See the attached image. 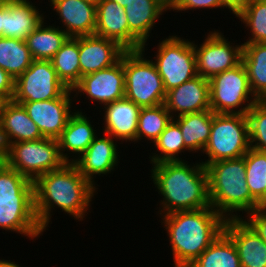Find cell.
<instances>
[{
    "mask_svg": "<svg viewBox=\"0 0 266 267\" xmlns=\"http://www.w3.org/2000/svg\"><path fill=\"white\" fill-rule=\"evenodd\" d=\"M33 183L35 214L43 231L55 206L82 221L97 189L73 163L41 175Z\"/></svg>",
    "mask_w": 266,
    "mask_h": 267,
    "instance_id": "obj_1",
    "label": "cell"
},
{
    "mask_svg": "<svg viewBox=\"0 0 266 267\" xmlns=\"http://www.w3.org/2000/svg\"><path fill=\"white\" fill-rule=\"evenodd\" d=\"M182 161L152 164L151 179L163 196L160 215L210 207L208 174L202 163Z\"/></svg>",
    "mask_w": 266,
    "mask_h": 267,
    "instance_id": "obj_2",
    "label": "cell"
},
{
    "mask_svg": "<svg viewBox=\"0 0 266 267\" xmlns=\"http://www.w3.org/2000/svg\"><path fill=\"white\" fill-rule=\"evenodd\" d=\"M174 267H188L224 231L226 219L211 206L162 215Z\"/></svg>",
    "mask_w": 266,
    "mask_h": 267,
    "instance_id": "obj_3",
    "label": "cell"
},
{
    "mask_svg": "<svg viewBox=\"0 0 266 267\" xmlns=\"http://www.w3.org/2000/svg\"><path fill=\"white\" fill-rule=\"evenodd\" d=\"M206 170L210 206L226 220L241 218L238 211L248 214L258 208V202L251 196L246 183L245 155L210 163Z\"/></svg>",
    "mask_w": 266,
    "mask_h": 267,
    "instance_id": "obj_4",
    "label": "cell"
},
{
    "mask_svg": "<svg viewBox=\"0 0 266 267\" xmlns=\"http://www.w3.org/2000/svg\"><path fill=\"white\" fill-rule=\"evenodd\" d=\"M251 148L248 119L245 114L214 113L209 140L203 149L205 167L220 160L243 157Z\"/></svg>",
    "mask_w": 266,
    "mask_h": 267,
    "instance_id": "obj_5",
    "label": "cell"
},
{
    "mask_svg": "<svg viewBox=\"0 0 266 267\" xmlns=\"http://www.w3.org/2000/svg\"><path fill=\"white\" fill-rule=\"evenodd\" d=\"M143 54L142 50L123 53L125 98L140 107H154L164 103L166 91L155 64Z\"/></svg>",
    "mask_w": 266,
    "mask_h": 267,
    "instance_id": "obj_6",
    "label": "cell"
},
{
    "mask_svg": "<svg viewBox=\"0 0 266 267\" xmlns=\"http://www.w3.org/2000/svg\"><path fill=\"white\" fill-rule=\"evenodd\" d=\"M3 161L32 182L66 163L60 155L58 140L46 137L11 143L5 149Z\"/></svg>",
    "mask_w": 266,
    "mask_h": 267,
    "instance_id": "obj_7",
    "label": "cell"
},
{
    "mask_svg": "<svg viewBox=\"0 0 266 267\" xmlns=\"http://www.w3.org/2000/svg\"><path fill=\"white\" fill-rule=\"evenodd\" d=\"M209 85L210 108L214 113L246 115L253 104L259 101L251 91L247 71L242 62L232 69L214 75L209 79Z\"/></svg>",
    "mask_w": 266,
    "mask_h": 267,
    "instance_id": "obj_8",
    "label": "cell"
},
{
    "mask_svg": "<svg viewBox=\"0 0 266 267\" xmlns=\"http://www.w3.org/2000/svg\"><path fill=\"white\" fill-rule=\"evenodd\" d=\"M154 60L166 92L197 76L193 42L177 35L159 43Z\"/></svg>",
    "mask_w": 266,
    "mask_h": 267,
    "instance_id": "obj_9",
    "label": "cell"
},
{
    "mask_svg": "<svg viewBox=\"0 0 266 267\" xmlns=\"http://www.w3.org/2000/svg\"><path fill=\"white\" fill-rule=\"evenodd\" d=\"M68 87L58 78L50 60H33L15 79L14 102H36L59 98Z\"/></svg>",
    "mask_w": 266,
    "mask_h": 267,
    "instance_id": "obj_10",
    "label": "cell"
},
{
    "mask_svg": "<svg viewBox=\"0 0 266 267\" xmlns=\"http://www.w3.org/2000/svg\"><path fill=\"white\" fill-rule=\"evenodd\" d=\"M223 36L214 31L208 34L200 47L193 43L197 75L209 80L242 62L243 44L232 46Z\"/></svg>",
    "mask_w": 266,
    "mask_h": 267,
    "instance_id": "obj_11",
    "label": "cell"
},
{
    "mask_svg": "<svg viewBox=\"0 0 266 267\" xmlns=\"http://www.w3.org/2000/svg\"><path fill=\"white\" fill-rule=\"evenodd\" d=\"M72 91L75 96L83 93L103 105L125 98L123 54L114 65L82 76Z\"/></svg>",
    "mask_w": 266,
    "mask_h": 267,
    "instance_id": "obj_12",
    "label": "cell"
},
{
    "mask_svg": "<svg viewBox=\"0 0 266 267\" xmlns=\"http://www.w3.org/2000/svg\"><path fill=\"white\" fill-rule=\"evenodd\" d=\"M71 92L72 89L68 88L56 99L16 103L23 105L43 137L58 139L65 129L69 117L73 114L70 109Z\"/></svg>",
    "mask_w": 266,
    "mask_h": 267,
    "instance_id": "obj_13",
    "label": "cell"
},
{
    "mask_svg": "<svg viewBox=\"0 0 266 267\" xmlns=\"http://www.w3.org/2000/svg\"><path fill=\"white\" fill-rule=\"evenodd\" d=\"M129 26V50H142L155 21L166 10L169 0H130L124 7Z\"/></svg>",
    "mask_w": 266,
    "mask_h": 267,
    "instance_id": "obj_14",
    "label": "cell"
},
{
    "mask_svg": "<svg viewBox=\"0 0 266 267\" xmlns=\"http://www.w3.org/2000/svg\"><path fill=\"white\" fill-rule=\"evenodd\" d=\"M164 105L172 117L211 110L209 80L197 75L167 91Z\"/></svg>",
    "mask_w": 266,
    "mask_h": 267,
    "instance_id": "obj_15",
    "label": "cell"
},
{
    "mask_svg": "<svg viewBox=\"0 0 266 267\" xmlns=\"http://www.w3.org/2000/svg\"><path fill=\"white\" fill-rule=\"evenodd\" d=\"M126 50L116 41L97 35L79 36L80 79L114 65Z\"/></svg>",
    "mask_w": 266,
    "mask_h": 267,
    "instance_id": "obj_16",
    "label": "cell"
},
{
    "mask_svg": "<svg viewBox=\"0 0 266 267\" xmlns=\"http://www.w3.org/2000/svg\"><path fill=\"white\" fill-rule=\"evenodd\" d=\"M29 0H9L0 10V37L26 40L44 20Z\"/></svg>",
    "mask_w": 266,
    "mask_h": 267,
    "instance_id": "obj_17",
    "label": "cell"
},
{
    "mask_svg": "<svg viewBox=\"0 0 266 267\" xmlns=\"http://www.w3.org/2000/svg\"><path fill=\"white\" fill-rule=\"evenodd\" d=\"M0 228L32 239L41 235L44 231L35 214L34 197L0 200Z\"/></svg>",
    "mask_w": 266,
    "mask_h": 267,
    "instance_id": "obj_18",
    "label": "cell"
},
{
    "mask_svg": "<svg viewBox=\"0 0 266 267\" xmlns=\"http://www.w3.org/2000/svg\"><path fill=\"white\" fill-rule=\"evenodd\" d=\"M104 135L102 138L97 136L80 157L72 159V163L92 184H95L94 175L110 173L118 165L117 144L112 136Z\"/></svg>",
    "mask_w": 266,
    "mask_h": 267,
    "instance_id": "obj_19",
    "label": "cell"
},
{
    "mask_svg": "<svg viewBox=\"0 0 266 267\" xmlns=\"http://www.w3.org/2000/svg\"><path fill=\"white\" fill-rule=\"evenodd\" d=\"M224 232L236 246L241 267H266V243L241 218L227 219Z\"/></svg>",
    "mask_w": 266,
    "mask_h": 267,
    "instance_id": "obj_20",
    "label": "cell"
},
{
    "mask_svg": "<svg viewBox=\"0 0 266 267\" xmlns=\"http://www.w3.org/2000/svg\"><path fill=\"white\" fill-rule=\"evenodd\" d=\"M69 37L94 35L96 6L84 0H50Z\"/></svg>",
    "mask_w": 266,
    "mask_h": 267,
    "instance_id": "obj_21",
    "label": "cell"
},
{
    "mask_svg": "<svg viewBox=\"0 0 266 267\" xmlns=\"http://www.w3.org/2000/svg\"><path fill=\"white\" fill-rule=\"evenodd\" d=\"M106 106V107H105ZM104 134L117 141H136L141 107L126 98L104 105Z\"/></svg>",
    "mask_w": 266,
    "mask_h": 267,
    "instance_id": "obj_22",
    "label": "cell"
},
{
    "mask_svg": "<svg viewBox=\"0 0 266 267\" xmlns=\"http://www.w3.org/2000/svg\"><path fill=\"white\" fill-rule=\"evenodd\" d=\"M0 138L6 149L11 143L35 141L43 136L23 105L11 100L0 120Z\"/></svg>",
    "mask_w": 266,
    "mask_h": 267,
    "instance_id": "obj_23",
    "label": "cell"
},
{
    "mask_svg": "<svg viewBox=\"0 0 266 267\" xmlns=\"http://www.w3.org/2000/svg\"><path fill=\"white\" fill-rule=\"evenodd\" d=\"M95 35L116 41L129 50V26L124 7L111 0H102L96 6Z\"/></svg>",
    "mask_w": 266,
    "mask_h": 267,
    "instance_id": "obj_24",
    "label": "cell"
},
{
    "mask_svg": "<svg viewBox=\"0 0 266 267\" xmlns=\"http://www.w3.org/2000/svg\"><path fill=\"white\" fill-rule=\"evenodd\" d=\"M96 130L88 118L82 112L75 111L69 117L65 129L57 139L59 143V152L66 163H72V158L66 152L78 154L80 157L97 137Z\"/></svg>",
    "mask_w": 266,
    "mask_h": 267,
    "instance_id": "obj_25",
    "label": "cell"
},
{
    "mask_svg": "<svg viewBox=\"0 0 266 267\" xmlns=\"http://www.w3.org/2000/svg\"><path fill=\"white\" fill-rule=\"evenodd\" d=\"M180 127L185 147L188 151H203L206 146L213 121V112L205 110L197 113L181 115L174 117Z\"/></svg>",
    "mask_w": 266,
    "mask_h": 267,
    "instance_id": "obj_26",
    "label": "cell"
},
{
    "mask_svg": "<svg viewBox=\"0 0 266 267\" xmlns=\"http://www.w3.org/2000/svg\"><path fill=\"white\" fill-rule=\"evenodd\" d=\"M242 63L252 93L263 101L266 98V43H244Z\"/></svg>",
    "mask_w": 266,
    "mask_h": 267,
    "instance_id": "obj_27",
    "label": "cell"
},
{
    "mask_svg": "<svg viewBox=\"0 0 266 267\" xmlns=\"http://www.w3.org/2000/svg\"><path fill=\"white\" fill-rule=\"evenodd\" d=\"M69 36L63 29L40 25L26 37V44L33 60H50Z\"/></svg>",
    "mask_w": 266,
    "mask_h": 267,
    "instance_id": "obj_28",
    "label": "cell"
},
{
    "mask_svg": "<svg viewBox=\"0 0 266 267\" xmlns=\"http://www.w3.org/2000/svg\"><path fill=\"white\" fill-rule=\"evenodd\" d=\"M50 61L58 78L72 89L80 81L79 36L68 37Z\"/></svg>",
    "mask_w": 266,
    "mask_h": 267,
    "instance_id": "obj_29",
    "label": "cell"
},
{
    "mask_svg": "<svg viewBox=\"0 0 266 267\" xmlns=\"http://www.w3.org/2000/svg\"><path fill=\"white\" fill-rule=\"evenodd\" d=\"M188 267H241L232 239L223 231Z\"/></svg>",
    "mask_w": 266,
    "mask_h": 267,
    "instance_id": "obj_30",
    "label": "cell"
},
{
    "mask_svg": "<svg viewBox=\"0 0 266 267\" xmlns=\"http://www.w3.org/2000/svg\"><path fill=\"white\" fill-rule=\"evenodd\" d=\"M33 58L24 40L0 37V68L14 79L31 66Z\"/></svg>",
    "mask_w": 266,
    "mask_h": 267,
    "instance_id": "obj_31",
    "label": "cell"
},
{
    "mask_svg": "<svg viewBox=\"0 0 266 267\" xmlns=\"http://www.w3.org/2000/svg\"><path fill=\"white\" fill-rule=\"evenodd\" d=\"M246 183L251 196L264 208L266 191V152L250 148L245 154Z\"/></svg>",
    "mask_w": 266,
    "mask_h": 267,
    "instance_id": "obj_32",
    "label": "cell"
},
{
    "mask_svg": "<svg viewBox=\"0 0 266 267\" xmlns=\"http://www.w3.org/2000/svg\"><path fill=\"white\" fill-rule=\"evenodd\" d=\"M172 119L164 103L154 107H141L137 124V141L146 137L154 143Z\"/></svg>",
    "mask_w": 266,
    "mask_h": 267,
    "instance_id": "obj_33",
    "label": "cell"
},
{
    "mask_svg": "<svg viewBox=\"0 0 266 267\" xmlns=\"http://www.w3.org/2000/svg\"><path fill=\"white\" fill-rule=\"evenodd\" d=\"M154 146L158 149V153L149 158L152 164H157L164 161H182L178 157L183 151H188L185 147L184 139L179 127V124L172 119L165 130L160 134L158 139L154 142Z\"/></svg>",
    "mask_w": 266,
    "mask_h": 267,
    "instance_id": "obj_34",
    "label": "cell"
},
{
    "mask_svg": "<svg viewBox=\"0 0 266 267\" xmlns=\"http://www.w3.org/2000/svg\"><path fill=\"white\" fill-rule=\"evenodd\" d=\"M235 15L250 28L252 36L245 43H266V0H249Z\"/></svg>",
    "mask_w": 266,
    "mask_h": 267,
    "instance_id": "obj_35",
    "label": "cell"
},
{
    "mask_svg": "<svg viewBox=\"0 0 266 267\" xmlns=\"http://www.w3.org/2000/svg\"><path fill=\"white\" fill-rule=\"evenodd\" d=\"M16 197H34V183L3 161L0 164V200Z\"/></svg>",
    "mask_w": 266,
    "mask_h": 267,
    "instance_id": "obj_36",
    "label": "cell"
},
{
    "mask_svg": "<svg viewBox=\"0 0 266 267\" xmlns=\"http://www.w3.org/2000/svg\"><path fill=\"white\" fill-rule=\"evenodd\" d=\"M246 116L251 148L266 152V103L263 101L256 102Z\"/></svg>",
    "mask_w": 266,
    "mask_h": 267,
    "instance_id": "obj_37",
    "label": "cell"
},
{
    "mask_svg": "<svg viewBox=\"0 0 266 267\" xmlns=\"http://www.w3.org/2000/svg\"><path fill=\"white\" fill-rule=\"evenodd\" d=\"M228 8L223 0H169V10L186 11L200 8Z\"/></svg>",
    "mask_w": 266,
    "mask_h": 267,
    "instance_id": "obj_38",
    "label": "cell"
},
{
    "mask_svg": "<svg viewBox=\"0 0 266 267\" xmlns=\"http://www.w3.org/2000/svg\"><path fill=\"white\" fill-rule=\"evenodd\" d=\"M247 217L241 219L266 243V208L258 207Z\"/></svg>",
    "mask_w": 266,
    "mask_h": 267,
    "instance_id": "obj_39",
    "label": "cell"
},
{
    "mask_svg": "<svg viewBox=\"0 0 266 267\" xmlns=\"http://www.w3.org/2000/svg\"><path fill=\"white\" fill-rule=\"evenodd\" d=\"M15 91V79L4 69L0 68V94L13 99Z\"/></svg>",
    "mask_w": 266,
    "mask_h": 267,
    "instance_id": "obj_40",
    "label": "cell"
},
{
    "mask_svg": "<svg viewBox=\"0 0 266 267\" xmlns=\"http://www.w3.org/2000/svg\"><path fill=\"white\" fill-rule=\"evenodd\" d=\"M225 5L228 7L230 12L236 13L240 8H242L249 0H223Z\"/></svg>",
    "mask_w": 266,
    "mask_h": 267,
    "instance_id": "obj_41",
    "label": "cell"
},
{
    "mask_svg": "<svg viewBox=\"0 0 266 267\" xmlns=\"http://www.w3.org/2000/svg\"><path fill=\"white\" fill-rule=\"evenodd\" d=\"M11 100L6 96V95H2L0 94V120L1 117L5 111V108L7 106V104L10 102Z\"/></svg>",
    "mask_w": 266,
    "mask_h": 267,
    "instance_id": "obj_42",
    "label": "cell"
},
{
    "mask_svg": "<svg viewBox=\"0 0 266 267\" xmlns=\"http://www.w3.org/2000/svg\"><path fill=\"white\" fill-rule=\"evenodd\" d=\"M0 267H21V266L8 260L5 261L0 260Z\"/></svg>",
    "mask_w": 266,
    "mask_h": 267,
    "instance_id": "obj_43",
    "label": "cell"
},
{
    "mask_svg": "<svg viewBox=\"0 0 266 267\" xmlns=\"http://www.w3.org/2000/svg\"><path fill=\"white\" fill-rule=\"evenodd\" d=\"M111 1L116 2L122 7H125L130 0H111Z\"/></svg>",
    "mask_w": 266,
    "mask_h": 267,
    "instance_id": "obj_44",
    "label": "cell"
},
{
    "mask_svg": "<svg viewBox=\"0 0 266 267\" xmlns=\"http://www.w3.org/2000/svg\"><path fill=\"white\" fill-rule=\"evenodd\" d=\"M86 2H89L95 6H97L102 0H84Z\"/></svg>",
    "mask_w": 266,
    "mask_h": 267,
    "instance_id": "obj_45",
    "label": "cell"
},
{
    "mask_svg": "<svg viewBox=\"0 0 266 267\" xmlns=\"http://www.w3.org/2000/svg\"><path fill=\"white\" fill-rule=\"evenodd\" d=\"M9 0H0V10L7 4Z\"/></svg>",
    "mask_w": 266,
    "mask_h": 267,
    "instance_id": "obj_46",
    "label": "cell"
},
{
    "mask_svg": "<svg viewBox=\"0 0 266 267\" xmlns=\"http://www.w3.org/2000/svg\"><path fill=\"white\" fill-rule=\"evenodd\" d=\"M0 152H5V149H4V147H3L1 138H0Z\"/></svg>",
    "mask_w": 266,
    "mask_h": 267,
    "instance_id": "obj_47",
    "label": "cell"
},
{
    "mask_svg": "<svg viewBox=\"0 0 266 267\" xmlns=\"http://www.w3.org/2000/svg\"><path fill=\"white\" fill-rule=\"evenodd\" d=\"M4 152H0V164L3 162Z\"/></svg>",
    "mask_w": 266,
    "mask_h": 267,
    "instance_id": "obj_48",
    "label": "cell"
},
{
    "mask_svg": "<svg viewBox=\"0 0 266 267\" xmlns=\"http://www.w3.org/2000/svg\"><path fill=\"white\" fill-rule=\"evenodd\" d=\"M264 208H266V191H265V194H264Z\"/></svg>",
    "mask_w": 266,
    "mask_h": 267,
    "instance_id": "obj_49",
    "label": "cell"
}]
</instances>
